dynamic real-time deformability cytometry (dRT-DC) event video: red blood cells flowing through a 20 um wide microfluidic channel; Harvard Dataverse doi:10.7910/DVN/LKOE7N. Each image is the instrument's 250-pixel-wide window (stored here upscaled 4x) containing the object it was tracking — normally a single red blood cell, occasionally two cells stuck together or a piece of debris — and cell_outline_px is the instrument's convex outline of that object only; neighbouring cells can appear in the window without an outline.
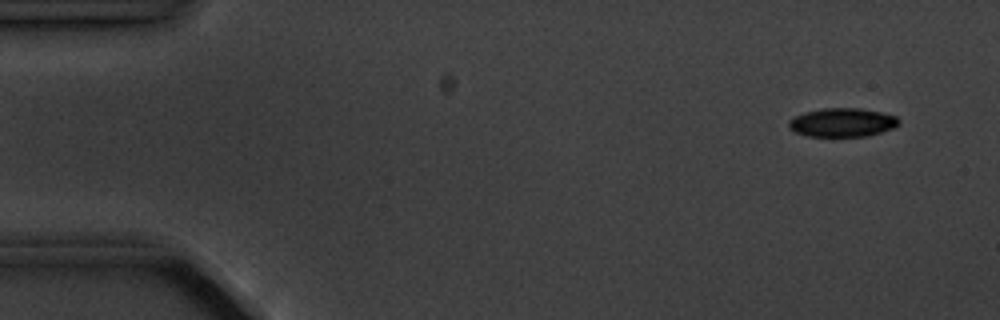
{"species": "common noctule bat (a hibernating species)", "species_latin": "Nyctalus noctula", "temperature_condition": "cold", "stored_images_in_passage": 5, "camera_frame_rate_fps": 3000, "um_per_image_px": 0.085, "animal": {"sex": "male", "body_mass_g": 20.1, "forearm_length_mm": 53.5}, "frame": {"image": 1, "passage_image": 2, "time_ms": 1.0, "image_size_px": [1000, 320], "cell_outline_px": [[900, 124], [892, 128], [880, 132], [864, 136], [808, 136], [796, 132], [788, 128], [788, 120], [804, 112], [824, 108], [860, 108], [880, 112], [896, 116], [900, 120]], "centroid_in_image_um": [71.58, 10.4], "position_along_channel_um": 13.4, "area_um2": 18.32}}